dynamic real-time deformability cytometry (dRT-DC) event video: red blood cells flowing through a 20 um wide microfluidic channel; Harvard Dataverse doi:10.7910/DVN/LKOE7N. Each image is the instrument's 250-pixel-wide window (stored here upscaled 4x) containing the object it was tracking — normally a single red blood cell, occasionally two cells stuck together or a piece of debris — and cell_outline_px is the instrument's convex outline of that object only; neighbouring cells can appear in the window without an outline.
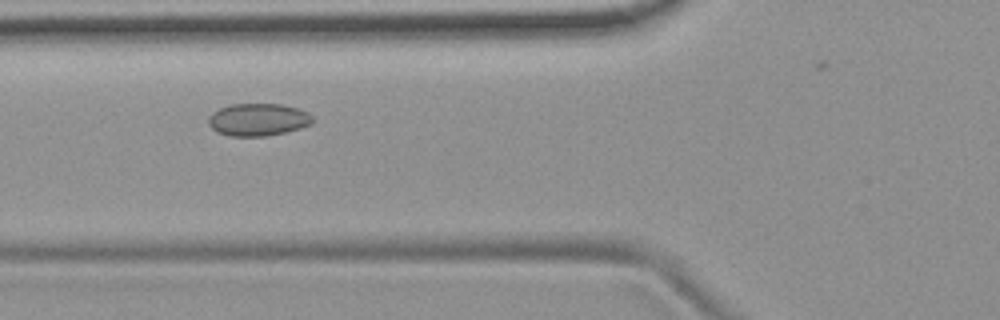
{"species": "common noctule bat (a hibernating species)", "species_latin": "Nyctalus noctula", "temperature_condition": "room temperature", "stored_images_in_passage": 2, "camera_frame_rate_fps": 3000, "um_per_image_px": 0.085, "animal": {"sex": "female", "body_mass_g": 19.9}, "frame": {"image": 1, "passage_image": 2, "time_ms": 1.0, "image_size_px": [1000, 320], "cell_outline_px": [[312, 124], [300, 128], [284, 132], [264, 136], [228, 136], [216, 132], [208, 124], [208, 116], [212, 112], [220, 108], [232, 104], [280, 104], [296, 108], [308, 112], [312, 116]], "centroid_in_image_um": [21.9, 10.17], "position_along_channel_um": 103.9, "area_um2": 19.71}}